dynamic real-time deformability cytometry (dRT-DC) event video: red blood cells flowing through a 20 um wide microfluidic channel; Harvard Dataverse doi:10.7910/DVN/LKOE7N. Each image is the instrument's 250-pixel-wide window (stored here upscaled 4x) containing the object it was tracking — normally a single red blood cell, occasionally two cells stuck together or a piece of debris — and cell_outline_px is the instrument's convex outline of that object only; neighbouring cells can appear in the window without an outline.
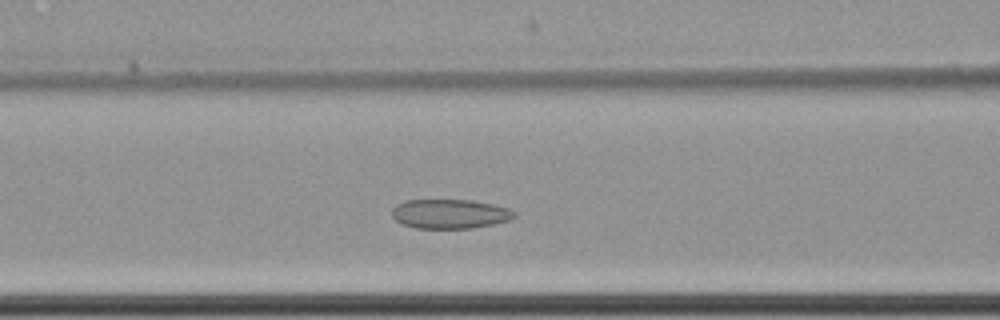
{"species": "common noctule bat (a hibernating species)", "species_latin": "Nyctalus noctula", "temperature_condition": "cold", "stored_images_in_passage": 50, "camera_frame_rate_fps": 3000, "um_per_image_px": 0.085, "animal": {"sex": "female", "body_mass_g": 22.7, "forearm_length_mm": 54.2}, "frame": {"image": 1, "passage_image": 16, "time_ms": 5.0, "image_size_px": [1000, 320], "cell_outline_px": [[516, 216], [508, 220], [492, 224], [472, 228], [416, 228], [404, 224], [396, 220], [392, 216], [392, 208], [396, 204], [404, 200], [472, 200], [492, 204], [508, 208], [516, 212]], "centroid_in_image_um": [38.23, 18.17], "position_along_channel_um": 128.4, "area_um2": 20.87}}
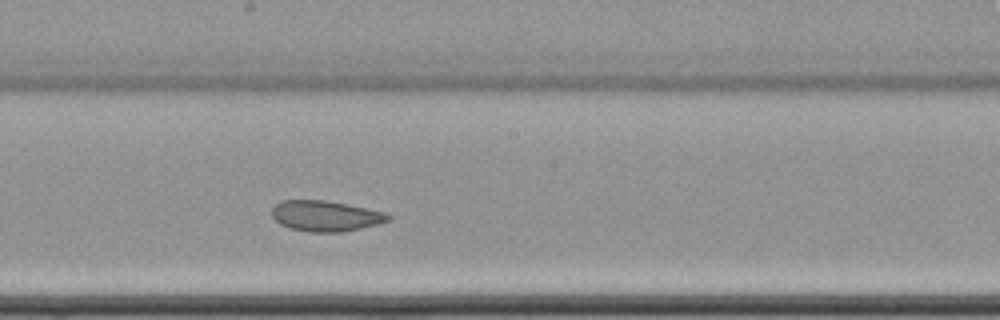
{"frame": {"image": 2, "passage_image": 24, "time_ms": 7.667, "image_size_px": [1000, 320], "cell_outline_px": [[392, 216], [388, 220], [376, 224], [360, 228], [340, 232], [308, 232], [288, 228], [280, 224], [272, 216], [272, 208], [280, 200], [324, 200], [348, 204], [368, 208], [384, 212]], "centroid_in_image_um": [27.64, 18.35], "position_along_channel_um": 220.6, "area_um2": 20.75}}
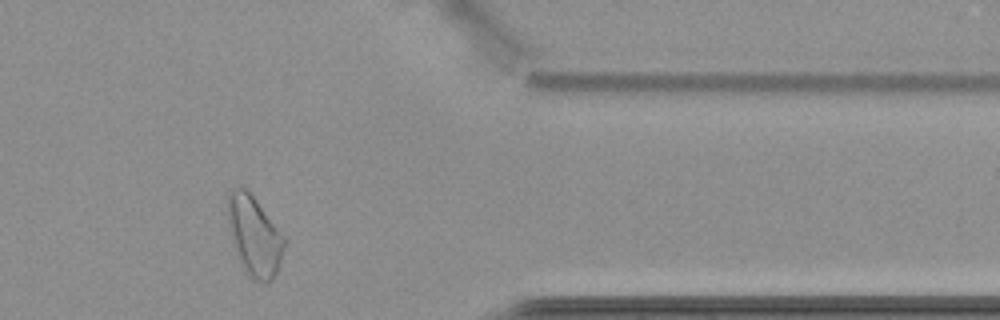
{"frame": {"image": 3, "passage_image": 40, "time_ms": 13.0, "image_size_px": [1000, 320], "cell_outline_px": [[284, 248], [280, 264], [272, 280], [256, 280], [240, 264], [232, 244], [228, 228], [228, 192], [232, 188], [240, 184], [256, 200], [284, 236]], "centroid_in_image_um": [21.58, 20.0], "position_along_channel_um": 389.8, "area_um2": 25.89}, "authors_computed_cell_mechanics": {"area_um2": 23.4668, "velocity_mm_per_s": 3.4679, "shape_relaxation_time_tau1_ms": null, "shape_relaxation_time_tau2_ms": 3.6528, "deformation_change_tau1": null, "deformation_change_tau2": 0.0783}}